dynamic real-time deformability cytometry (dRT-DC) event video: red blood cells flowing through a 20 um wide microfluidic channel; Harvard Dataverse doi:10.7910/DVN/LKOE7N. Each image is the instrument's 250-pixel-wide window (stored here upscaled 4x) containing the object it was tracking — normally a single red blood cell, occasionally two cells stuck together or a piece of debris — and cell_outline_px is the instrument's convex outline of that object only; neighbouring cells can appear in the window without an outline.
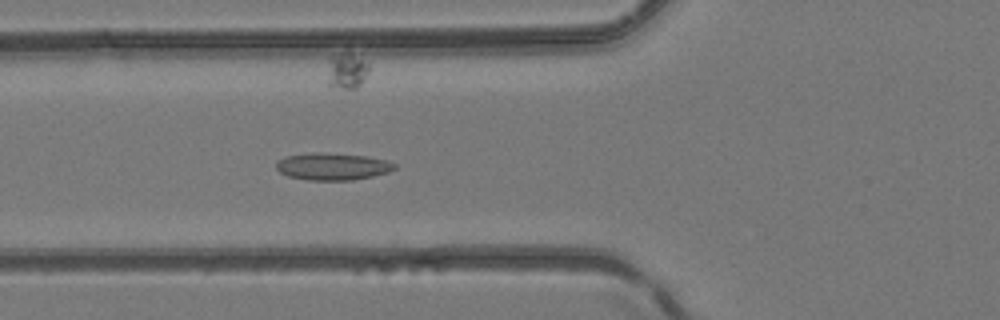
{"species": "common noctule bat (a hibernating species)", "species_latin": "Nyctalus noctula", "temperature_condition": "room temperature", "stored_images_in_passage": 48, "segment_of_instrument_passage": [1, 2], "camera_frame_rate_fps": 3000, "um_per_image_px": 0.085, "animal": {"sex": "female", "body_mass_g": 24.6, "forearm_length_mm": 56.2}, "frame": {"image": 1, "passage_image": 18, "time_ms": 5.667, "image_size_px": [1000, 320], "cell_outline_px": [[396, 168], [388, 172], [372, 176], [352, 180], [308, 180], [288, 176], [280, 172], [276, 168], [276, 160], [284, 156], [312, 152], [324, 152], [368, 156], [388, 160], [396, 164]], "centroid_in_image_um": [28.25, 14.13], "position_along_channel_um": 97.6, "area_um2": 18.96}}
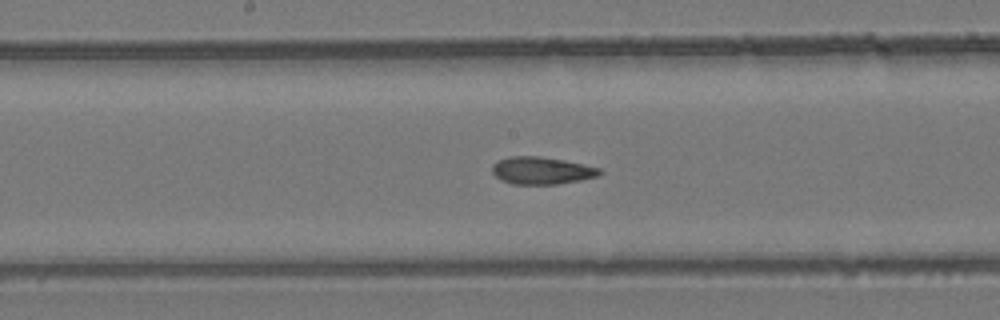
{"frame": {"image": 2, "passage_image": 25, "time_ms": 8.0, "image_size_px": [1000, 320], "cell_outline_px": [[600, 172], [596, 176], [580, 180], [556, 184], [512, 184], [500, 180], [492, 172], [492, 164], [508, 156], [540, 156], [564, 160], [600, 168]], "centroid_in_image_um": [45.98, 14.49], "position_along_channel_um": 202.2, "area_um2": 16.99}}
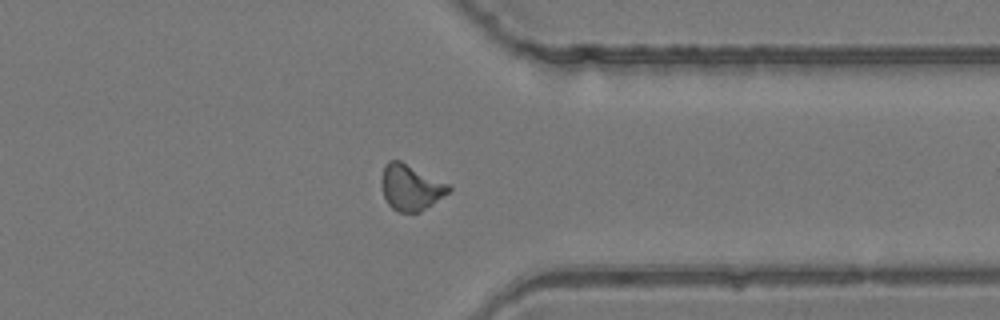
{"frame": {"image": 3, "passage_image": 37, "time_ms": 12.0, "image_size_px": [1000, 320], "cell_outline_px": [[452, 188], [448, 192], [432, 204], [420, 212], [400, 212], [392, 208], [388, 204], [384, 196], [380, 180], [384, 164], [388, 160], [400, 160], [448, 184]], "centroid_in_image_um": [34.86, 15.91], "position_along_channel_um": 376.5, "area_um2": 17.8}}